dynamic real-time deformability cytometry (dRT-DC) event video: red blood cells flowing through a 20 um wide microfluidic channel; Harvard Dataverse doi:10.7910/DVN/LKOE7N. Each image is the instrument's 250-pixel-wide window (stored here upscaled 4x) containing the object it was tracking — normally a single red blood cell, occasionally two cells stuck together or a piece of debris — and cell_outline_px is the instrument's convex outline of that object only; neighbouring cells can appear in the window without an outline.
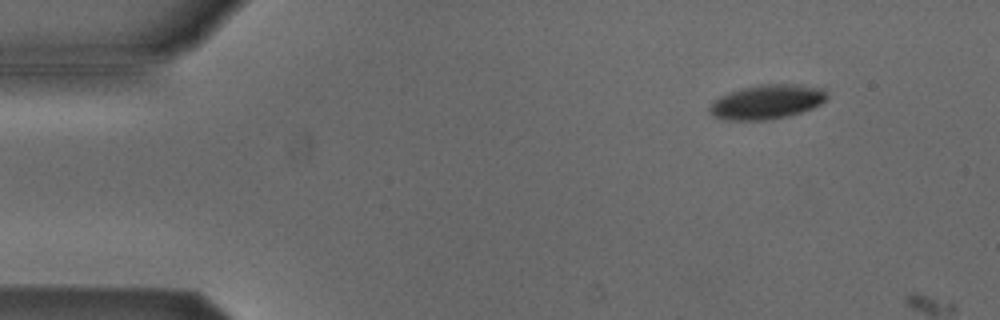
{"species": "Egyptian fruit bat (a non-hibernating species)", "species_latin": "Rousettus aegyptiacus", "temperature_condition": "cold", "stored_images_in_passage": 3, "camera_frame_rate_fps": 3000, "um_per_image_px": 0.085, "animal": {"sex": "male"}, "frame": {"image": 1, "passage_image": 2, "time_ms": 1.333, "image_size_px": [1000, 320], "cell_outline_px": [[828, 96], [820, 104], [812, 108], [788, 116], [768, 120], [724, 120], [712, 116], [708, 108], [720, 96], [744, 88], [760, 84], [800, 84], [824, 88], [828, 92]], "centroid_in_image_um": [65.22, 8.66], "position_along_channel_um": 19.8, "area_um2": 23.47}}